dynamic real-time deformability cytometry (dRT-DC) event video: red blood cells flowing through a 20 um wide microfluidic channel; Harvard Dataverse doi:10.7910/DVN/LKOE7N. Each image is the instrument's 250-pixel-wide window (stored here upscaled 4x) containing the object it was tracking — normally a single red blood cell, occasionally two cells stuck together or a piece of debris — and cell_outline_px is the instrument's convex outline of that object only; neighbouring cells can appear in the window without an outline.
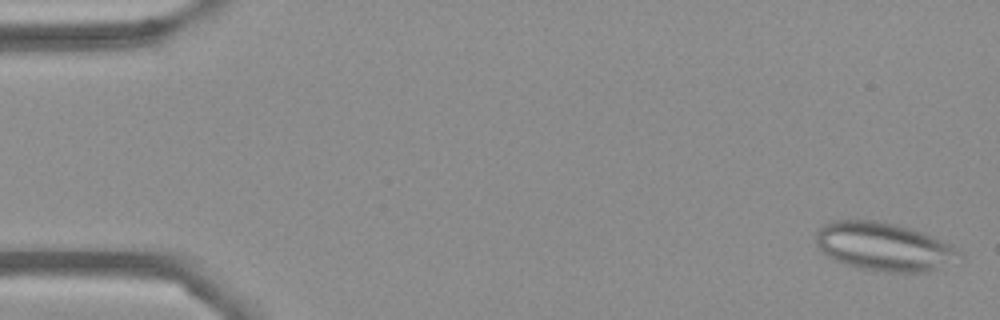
{"species": "Egyptian fruit bat (a non-hibernating species)", "species_latin": "Rousettus aegyptiacus", "temperature_condition": "cold", "stored_images_in_passage": 54, "camera_frame_rate_fps": 3000, "um_per_image_px": 0.085, "frame": {"image": 1, "passage_image": 1, "time_ms": 0.0, "image_size_px": [1000, 320], "cell_outline_px": [[964, 260], [928, 272], [884, 272], [856, 268], [836, 260], [828, 256], [816, 244], [816, 232], [824, 224], [832, 220], [880, 220], [896, 224], [932, 236], [952, 244], [960, 248], [964, 256]], "centroid_in_image_um": [75.22, 20.98], "position_along_channel_um": 9.8, "area_um2": 41.04}}
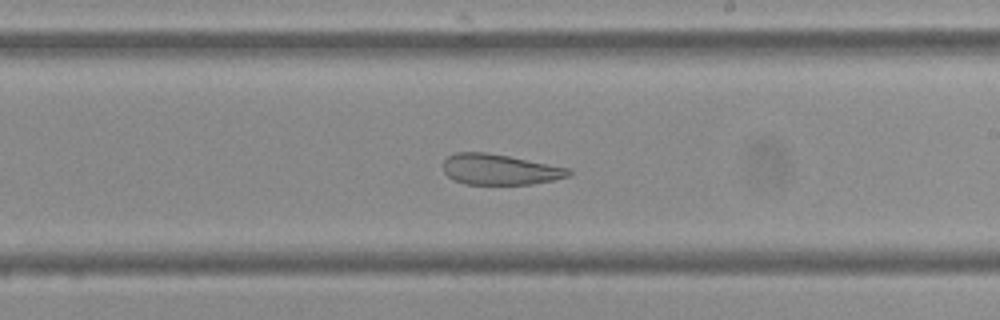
{"frame": {"image": 2, "passage_image": 31, "time_ms": 10.0, "image_size_px": [1000, 320], "cell_outline_px": [[572, 172], [568, 176], [552, 180], [532, 184], [464, 184], [448, 176], [444, 172], [444, 160], [448, 156], [456, 152], [488, 152], [568, 168]], "centroid_in_image_um": [42.45, 14.4], "position_along_channel_um": 246.6, "area_um2": 22.14}}
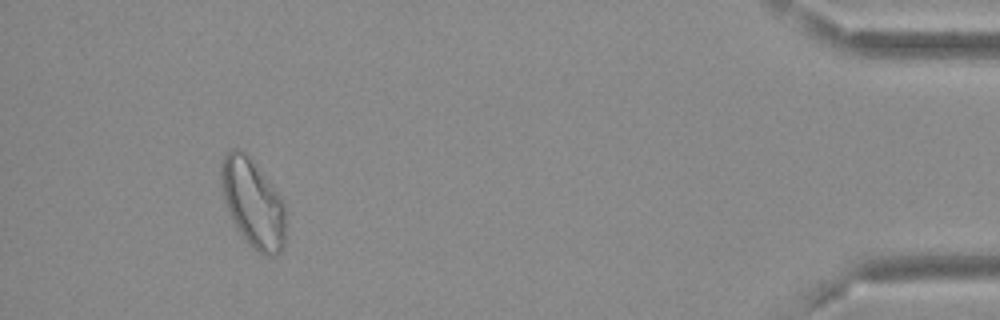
{"frame": {"image": 3, "passage_image": 50, "time_ms": 16.333, "image_size_px": [1000, 320], "cell_outline_px": [[284, 248], [280, 252], [272, 256], [264, 256], [248, 244], [244, 240], [232, 220], [224, 200], [220, 184], [220, 164], [224, 156], [232, 148], [244, 148], [248, 152], [268, 180], [284, 204]], "centroid_in_image_um": [21.46, 17.23], "position_along_channel_um": 413.7, "area_um2": 33.47}}